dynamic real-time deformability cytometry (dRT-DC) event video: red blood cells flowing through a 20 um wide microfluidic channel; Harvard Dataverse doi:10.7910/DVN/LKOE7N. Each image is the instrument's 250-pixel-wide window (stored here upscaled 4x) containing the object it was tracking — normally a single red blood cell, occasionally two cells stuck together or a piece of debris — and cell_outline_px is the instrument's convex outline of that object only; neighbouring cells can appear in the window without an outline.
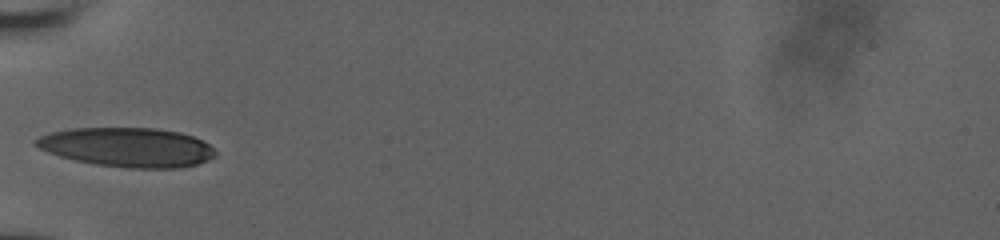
{"species": "human", "species_latin": "Homo sapiens", "temperature_condition": "room temperature", "stored_images_in_passage": 29, "camera_frame_rate_fps": 3000, "um_per_image_px": 0.085, "donor": {"sex": "male"}, "frame": {"image": 1, "passage_image": 1, "time_ms": 0.0, "image_size_px": [1000, 240], "cell_outline_px": [[216, 156], [208, 160], [196, 164], [180, 168], [128, 168], [96, 164], [76, 160], [60, 156], [48, 152], [32, 144], [32, 140], [40, 136], [52, 132], [68, 128], [156, 128], [180, 132], [204, 140], [216, 152]], "centroid_in_image_um": [10.83, 12.51], "position_along_channel_um": 74.2, "area_um2": 41.21}}
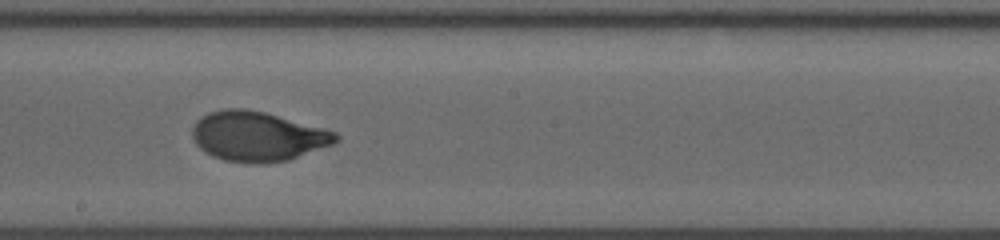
{"frame": {"image": 2, "passage_image": 13, "time_ms": 4.0, "image_size_px": [1000, 240], "cell_outline_px": [[340, 140], [332, 144], [288, 160], [256, 164], [252, 164], [224, 160], [212, 156], [204, 152], [196, 144], [192, 136], [192, 128], [196, 120], [200, 116], [208, 112], [220, 108], [244, 108], [264, 112], [324, 128], [336, 132], [340, 136]], "centroid_in_image_um": [21.86, 11.58], "position_along_channel_um": 226.3, "area_um2": 41.79}}
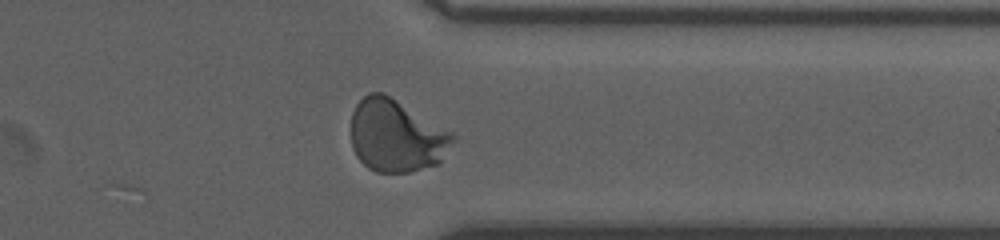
{"frame": {"image": 3, "passage_image": 25, "time_ms": 8.0, "image_size_px": [1000, 240], "cell_outline_px": [[456, 140], [440, 164], [408, 172], [376, 172], [368, 168], [356, 156], [352, 148], [352, 112], [356, 104], [368, 92], [384, 92], [452, 132], [456, 136]], "centroid_in_image_um": [33.71, 11.55], "position_along_channel_um": 377.7, "area_um2": 43.29}, "authors_computed_cell_mechanics": {"area_um2": 40.9802, "velocity_mm_per_s": 3.819, "shape_relaxation_time_tau1_ms": 3.136, "shape_relaxation_time_tau2_ms": null, "deformation_change_tau1": 0.1804, "deformation_change_tau2": null}}